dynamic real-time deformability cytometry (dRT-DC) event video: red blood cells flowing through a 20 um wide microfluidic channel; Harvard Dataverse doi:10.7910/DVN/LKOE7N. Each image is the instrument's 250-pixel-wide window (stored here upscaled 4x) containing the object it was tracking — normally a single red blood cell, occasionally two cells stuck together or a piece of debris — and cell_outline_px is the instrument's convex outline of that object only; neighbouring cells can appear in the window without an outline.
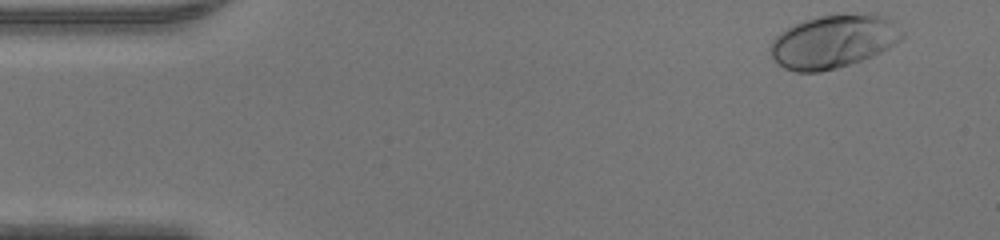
{"species": "human", "species_latin": "Homo sapiens", "temperature_condition": "warm", "stored_images_in_passage": 45, "camera_frame_rate_fps": 3000, "um_per_image_px": 0.085, "donor": {"sex": "male"}, "frame": {"image": 1, "passage_image": 1, "time_ms": 0.0, "image_size_px": [1000, 240], "cell_outline_px": [[904, 36], [900, 40], [888, 48], [872, 56], [836, 68], [820, 72], [796, 72], [784, 68], [772, 56], [768, 48], [772, 40], [780, 32], [804, 20], [820, 16], [864, 12], [876, 12], [892, 16], [904, 32]], "centroid_in_image_um": [70.92, 3.48], "position_along_channel_um": 14.1, "area_um2": 41.44}}
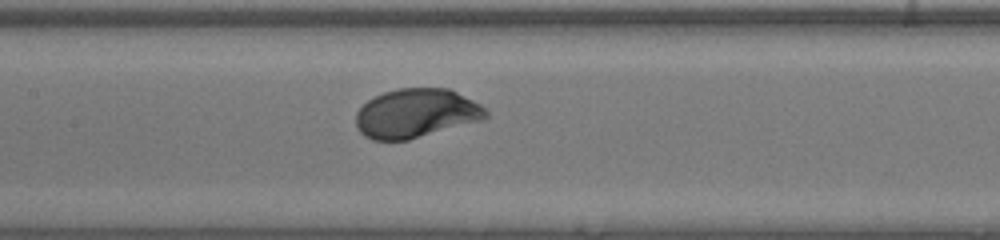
{"frame": {"image": 2, "passage_image": 20, "time_ms": 6.333, "image_size_px": [1000, 240], "cell_outline_px": [[488, 116], [484, 120], [408, 140], [372, 140], [364, 136], [356, 128], [356, 112], [368, 100], [384, 92], [396, 88], [448, 88], [480, 104], [488, 112]], "centroid_in_image_um": [35.36, 9.64], "position_along_channel_um": 172.0, "area_um2": 37.22}}
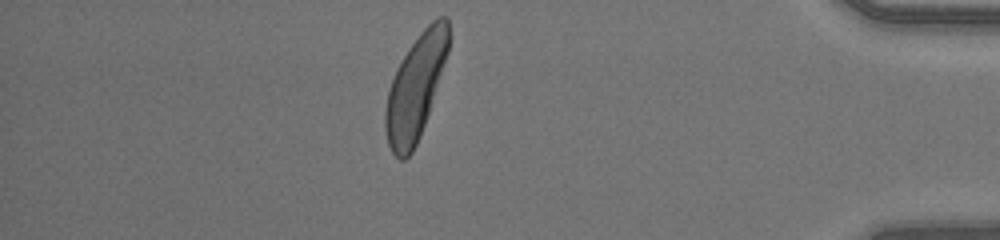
{"frame": {"image": 3, "passage_image": 39, "time_ms": 12.667, "image_size_px": [1000, 240], "cell_outline_px": [[448, 52], [420, 136], [412, 152], [404, 160], [400, 160], [392, 152], [388, 144], [384, 128], [384, 112], [388, 88], [396, 68], [408, 48], [420, 32], [432, 20], [440, 16], [448, 16]], "centroid_in_image_um": [35.28, 7.43], "position_along_channel_um": 399.9, "area_um2": 38.09}}